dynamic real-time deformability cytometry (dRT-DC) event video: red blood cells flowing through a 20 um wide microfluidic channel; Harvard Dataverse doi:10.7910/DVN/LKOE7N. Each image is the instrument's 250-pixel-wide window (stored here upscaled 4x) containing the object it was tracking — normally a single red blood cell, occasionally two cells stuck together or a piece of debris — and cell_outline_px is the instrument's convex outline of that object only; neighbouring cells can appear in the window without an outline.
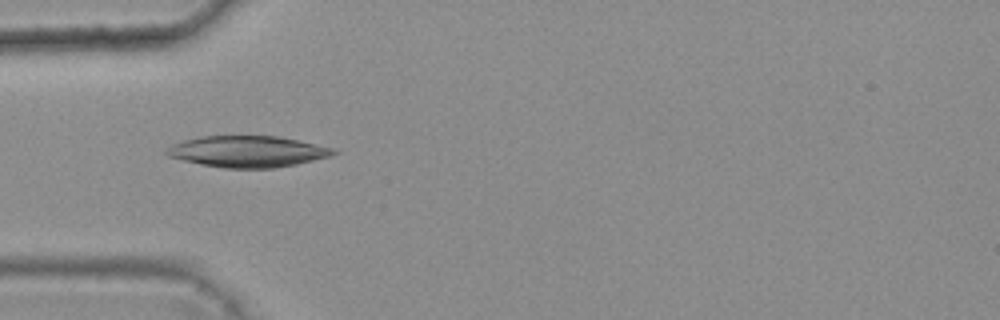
{"species": "common noctule bat (a hibernating species)", "species_latin": "Nyctalus noctula", "temperature_condition": "warm", "stored_images_in_passage": 7, "camera_frame_rate_fps": 3000, "um_per_image_px": 0.085, "animal": {"sex": "female", "body_mass_g": 25.1}, "frame": {"image": 1, "passage_image": 2, "time_ms": 0.333, "image_size_px": [1000, 320], "cell_outline_px": [[340, 152], [328, 156], [296, 164], [272, 168], [224, 168], [200, 164], [168, 156], [164, 152], [172, 144], [184, 140], [200, 136], [276, 136], [296, 140], [332, 148]], "centroid_in_image_um": [21.0, 12.88], "position_along_channel_um": 64.0, "area_um2": 30.06}}
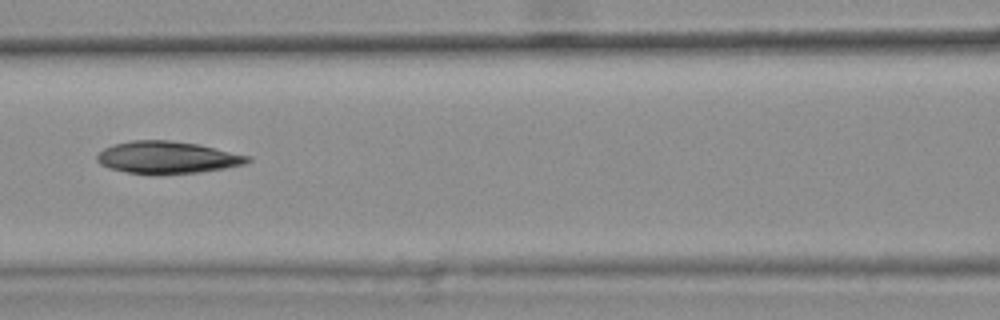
{"frame": {"image": 2, "passage_image": 4, "time_ms": 1.0, "image_size_px": [1000, 320], "cell_outline_px": [[252, 160], [244, 164], [224, 168], [200, 172], [128, 172], [108, 168], [100, 164], [96, 160], [96, 156], [104, 148], [112, 144], [132, 140], [168, 140], [200, 144], [252, 156]], "centroid_in_image_um": [14.25, 13.34], "position_along_channel_um": 152.4, "area_um2": 27.8}}
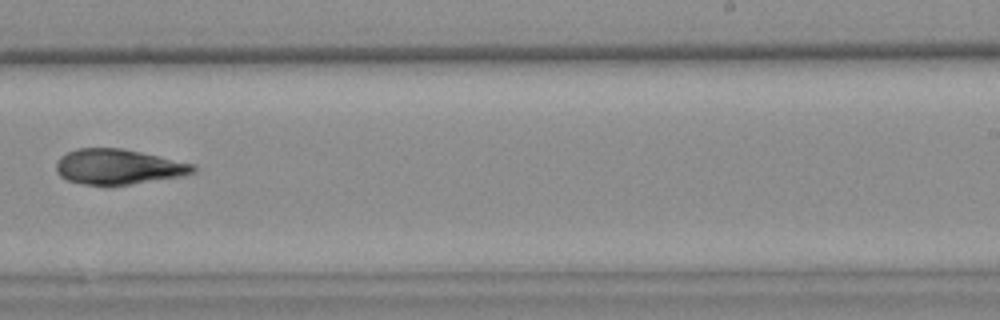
{"frame": {"image": 3, "passage_image": 7, "time_ms": 2.0, "image_size_px": [1000, 320], "cell_outline_px": [[196, 172], [180, 176], [132, 184], [84, 184], [68, 180], [60, 176], [56, 172], [56, 164], [60, 156], [76, 148], [120, 148], [140, 152], [192, 164], [196, 168]], "centroid_in_image_um": [10.01, 14.17], "position_along_channel_um": 279.0, "area_um2": 27.63}}